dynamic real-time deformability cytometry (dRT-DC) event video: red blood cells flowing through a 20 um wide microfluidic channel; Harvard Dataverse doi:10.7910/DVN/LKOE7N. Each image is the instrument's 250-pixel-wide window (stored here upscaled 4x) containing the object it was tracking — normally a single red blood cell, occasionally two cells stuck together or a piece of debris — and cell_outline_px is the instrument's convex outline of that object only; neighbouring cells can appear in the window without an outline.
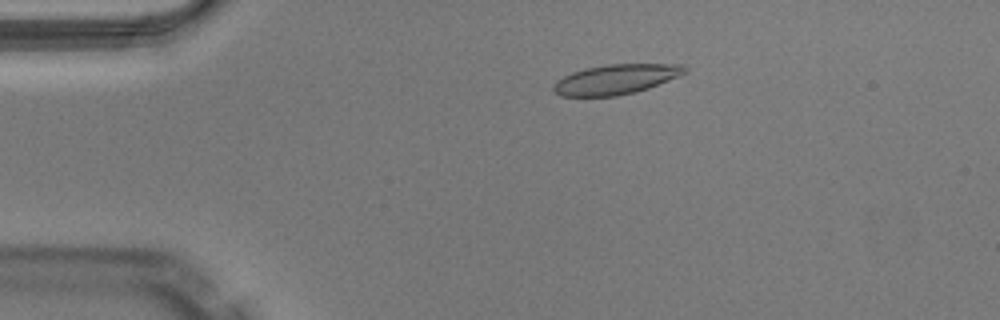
{"species": "Egyptian fruit bat (a non-hibernating species)", "species_latin": "Rousettus aegyptiacus", "temperature_condition": "warm", "stored_images_in_passage": 50, "camera_frame_rate_fps": 3000, "um_per_image_px": 0.085, "animal": {"sex": "male"}, "frame": {"image": 1, "passage_image": 10, "time_ms": 3.0, "image_size_px": [1000, 320], "cell_outline_px": [[688, 72], [680, 76], [648, 88], [636, 92], [616, 96], [560, 96], [552, 88], [552, 84], [556, 80], [572, 72], [588, 68], [608, 64], [684, 64], [688, 68]], "centroid_in_image_um": [52.38, 6.74], "position_along_channel_um": 32.6, "area_um2": 22.95}}
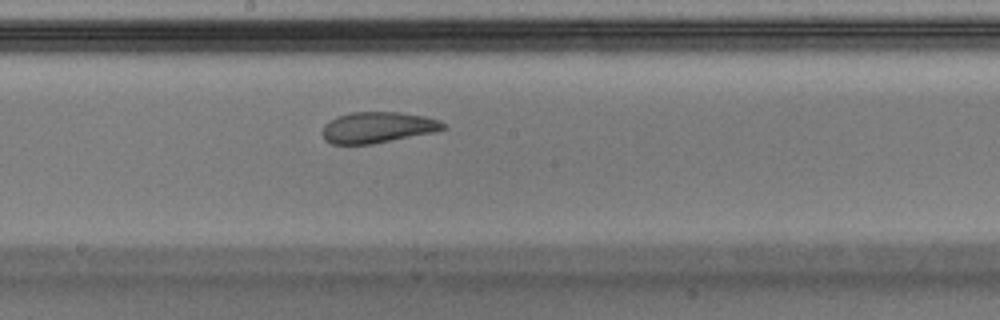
{"frame": {"image": 2, "passage_image": 27, "time_ms": 8.667, "image_size_px": [1000, 320], "cell_outline_px": [[448, 128], [432, 132], [372, 144], [332, 144], [324, 140], [324, 124], [336, 116], [352, 112], [400, 112], [424, 116], [440, 120]], "centroid_in_image_um": [32.09, 10.82], "position_along_channel_um": 216.1, "area_um2": 21.68}}
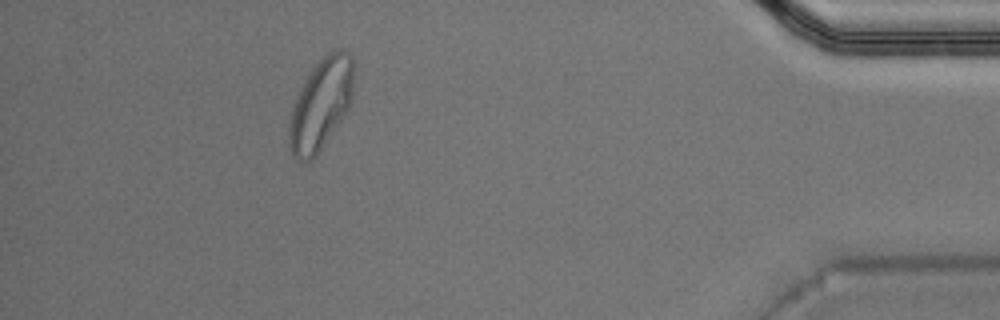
{"frame": {"image": 3, "passage_image": 45, "time_ms": 14.667, "image_size_px": [1000, 320], "cell_outline_px": [[352, 92], [348, 108], [316, 156], [312, 160], [296, 160], [292, 156], [288, 144], [288, 124], [296, 96], [300, 84], [312, 68], [332, 48], [344, 48], [352, 56]], "centroid_in_image_um": [27.22, 8.84], "position_along_channel_um": 408.0, "area_um2": 34.28}, "authors_computed_cell_mechanics": {"area_um2": 23.0911, "velocity_mm_per_s": 4.0529, "shape_relaxation_time_tau1_ms": null, "shape_relaxation_time_tau2_ms": 1.4275, "deformation_change_tau1": null, "deformation_change_tau2": 0.0698}}